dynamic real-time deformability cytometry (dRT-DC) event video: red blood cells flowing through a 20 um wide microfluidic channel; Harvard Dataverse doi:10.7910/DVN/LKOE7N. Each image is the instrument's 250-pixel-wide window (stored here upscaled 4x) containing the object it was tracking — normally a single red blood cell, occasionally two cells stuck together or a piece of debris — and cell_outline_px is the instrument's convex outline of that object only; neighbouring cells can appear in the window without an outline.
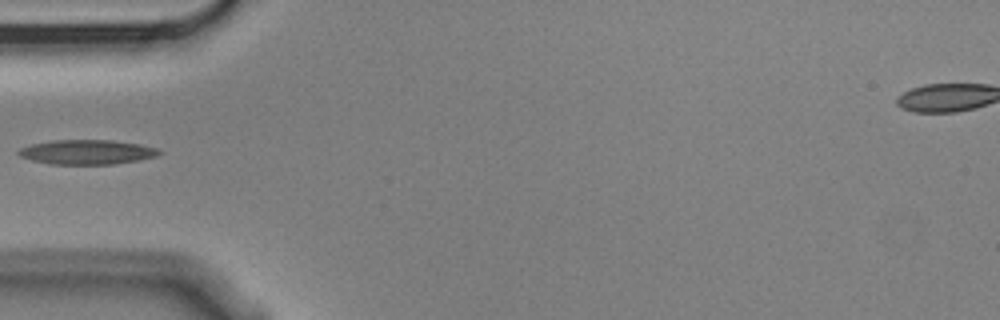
{"species": "Egyptian fruit bat (a non-hibernating species)", "species_latin": "Rousettus aegyptiacus", "temperature_condition": "cold", "stored_images_in_passage": 5, "camera_frame_rate_fps": 3000, "um_per_image_px": 0.085, "animal": {"sex": "male"}, "frame": {"image": 1, "passage_image": 5, "time_ms": 1.333, "image_size_px": [1000, 320], "cell_outline_px": [[164, 152], [156, 156], [140, 160], [112, 164], [52, 164], [32, 160], [20, 156], [16, 152], [20, 148], [32, 144], [52, 140], [112, 140], [140, 144], [160, 148]], "centroid_in_image_um": [7.44, 12.92], "position_along_channel_um": 77.6, "area_um2": 20.23}}